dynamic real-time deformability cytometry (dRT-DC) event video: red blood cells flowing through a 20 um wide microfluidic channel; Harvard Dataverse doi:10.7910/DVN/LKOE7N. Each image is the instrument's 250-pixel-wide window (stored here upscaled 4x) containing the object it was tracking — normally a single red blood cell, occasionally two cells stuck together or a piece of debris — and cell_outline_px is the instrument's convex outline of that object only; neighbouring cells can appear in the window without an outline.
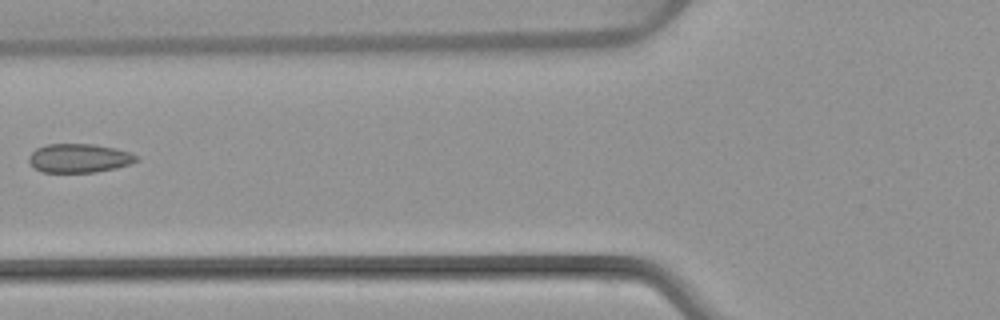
{"species": "common noctule bat (a hibernating species)", "species_latin": "Nyctalus noctula", "temperature_condition": "warm", "stored_images_in_passage": 5, "camera_frame_rate_fps": 3000, "um_per_image_px": 0.085, "animal": {"sex": "female", "body_mass_g": 22.7, "forearm_length_mm": 54.2}, "frame": {"image": 1, "passage_image": 5, "time_ms": 4.667, "image_size_px": [1000, 320], "cell_outline_px": [[140, 160], [116, 168], [96, 172], [40, 172], [28, 160], [28, 156], [36, 148], [48, 144], [92, 144], [116, 148], [132, 152], [140, 156]], "centroid_in_image_um": [6.77, 13.44], "position_along_channel_um": 119.0, "area_um2": 18.21}}